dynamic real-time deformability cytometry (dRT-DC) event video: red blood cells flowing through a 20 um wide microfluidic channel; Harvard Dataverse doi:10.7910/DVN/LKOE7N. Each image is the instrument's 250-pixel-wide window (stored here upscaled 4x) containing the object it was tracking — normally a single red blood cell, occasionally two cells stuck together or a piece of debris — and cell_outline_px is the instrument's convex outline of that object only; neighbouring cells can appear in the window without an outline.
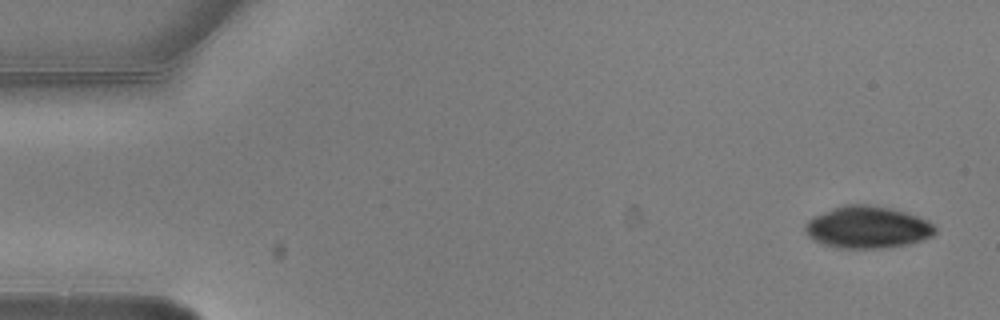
{"species": "common noctule bat (a hibernating species)", "species_latin": "Nyctalus noctula", "temperature_condition": "warm", "stored_images_in_passage": 2, "camera_frame_rate_fps": 3000, "um_per_image_px": 0.085, "animal": {"sex": "male", "body_mass_g": 20.5, "forearm_length_mm": 52.5}, "frame": {"image": 1, "passage_image": 2, "time_ms": 0.333, "image_size_px": [1000, 320], "cell_outline_px": [[936, 232], [932, 236], [908, 244], [884, 248], [836, 248], [812, 240], [808, 236], [804, 228], [808, 220], [832, 208], [844, 204], [868, 204], [892, 208], [908, 212], [928, 220], [936, 228]], "centroid_in_image_um": [73.75, 19.31], "position_along_channel_um": 11.3, "area_um2": 31.96}}